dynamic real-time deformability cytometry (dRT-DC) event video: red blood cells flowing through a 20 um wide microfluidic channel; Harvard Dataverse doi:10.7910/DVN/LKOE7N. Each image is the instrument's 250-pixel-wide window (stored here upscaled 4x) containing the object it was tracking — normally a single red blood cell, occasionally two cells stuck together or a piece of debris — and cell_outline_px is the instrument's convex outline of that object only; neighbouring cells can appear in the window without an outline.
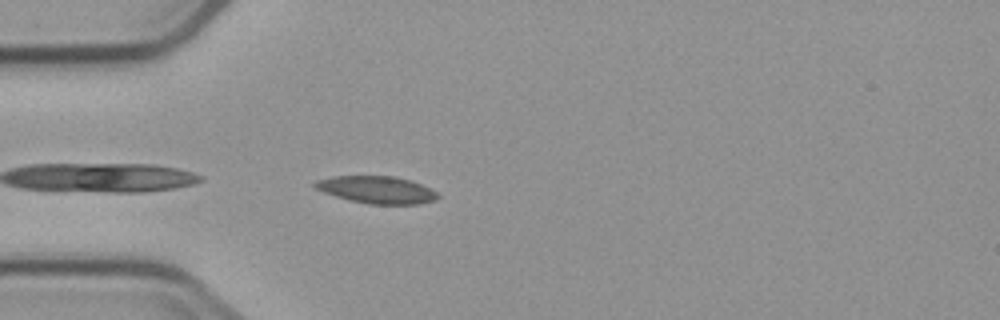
{"species": "common noctule bat (a hibernating species)", "species_latin": "Nyctalus noctula", "temperature_condition": "cold", "stored_images_in_passage": 4, "camera_frame_rate_fps": 3000, "um_per_image_px": 0.085, "animal": {"sex": "male", "body_mass_g": 23.1, "forearm_length_mm": 52.7}, "frame": {"image": 1, "passage_image": 4, "time_ms": 3.333, "image_size_px": [1000, 320], "cell_outline_px": [[440, 196], [436, 200], [420, 204], [368, 204], [348, 200], [324, 192], [316, 188], [312, 184], [316, 180], [332, 176], [396, 176], [412, 180], [436, 192]], "centroid_in_image_um": [32.03, 16.13], "position_along_channel_um": 53.0, "area_um2": 19.59}}